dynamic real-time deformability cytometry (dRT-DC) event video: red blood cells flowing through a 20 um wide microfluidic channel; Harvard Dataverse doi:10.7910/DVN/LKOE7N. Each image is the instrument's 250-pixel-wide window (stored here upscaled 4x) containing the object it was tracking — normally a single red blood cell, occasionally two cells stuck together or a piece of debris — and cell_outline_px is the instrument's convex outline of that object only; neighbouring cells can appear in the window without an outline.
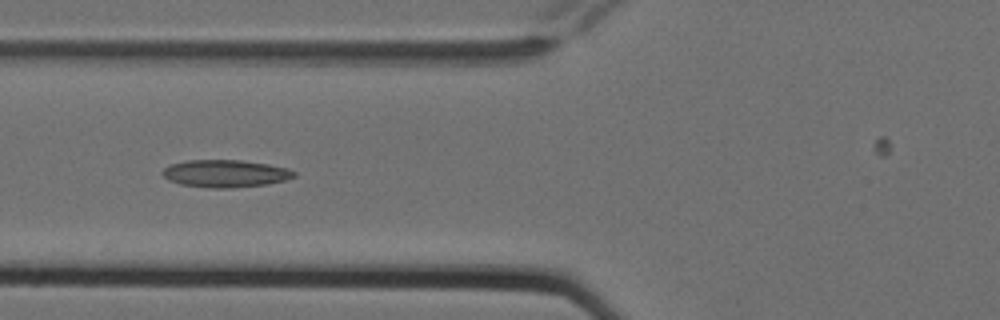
{"species": "Egyptian fruit bat (a non-hibernating species)", "species_latin": "Rousettus aegyptiacus", "temperature_condition": "cold", "stored_images_in_passage": 7, "camera_frame_rate_fps": 3000, "um_per_image_px": 0.085, "animal": {"sex": "female"}, "frame": {"image": 1, "passage_image": 4, "time_ms": 1.0, "image_size_px": [1000, 320], "cell_outline_px": [[296, 176], [284, 180], [268, 184], [232, 188], [212, 188], [180, 184], [168, 180], [160, 172], [168, 164], [188, 160], [240, 160], [268, 164], [288, 168], [296, 172]], "centroid_in_image_um": [19.14, 14.75], "position_along_channel_um": 106.7, "area_um2": 21.15}}
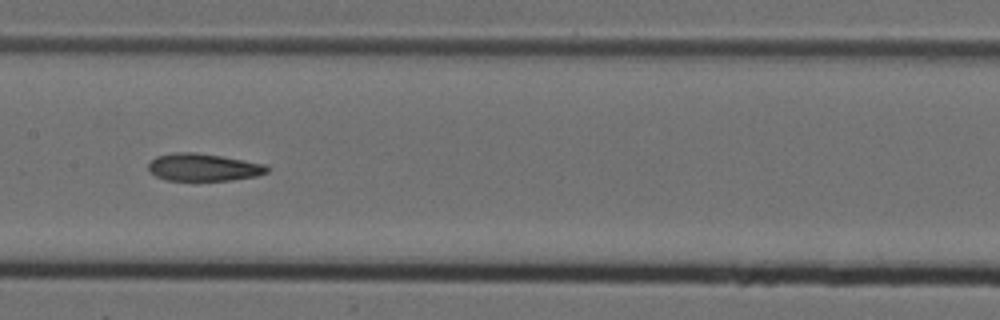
{"frame": {"image": 2, "passage_image": 6, "time_ms": 1.667, "image_size_px": [1000, 320], "cell_outline_px": [[268, 172], [256, 176], [232, 180], [164, 180], [148, 172], [148, 164], [156, 156], [176, 152], [196, 152], [268, 164]], "centroid_in_image_um": [17.28, 14.22], "position_along_channel_um": 190.1, "area_um2": 19.07}}
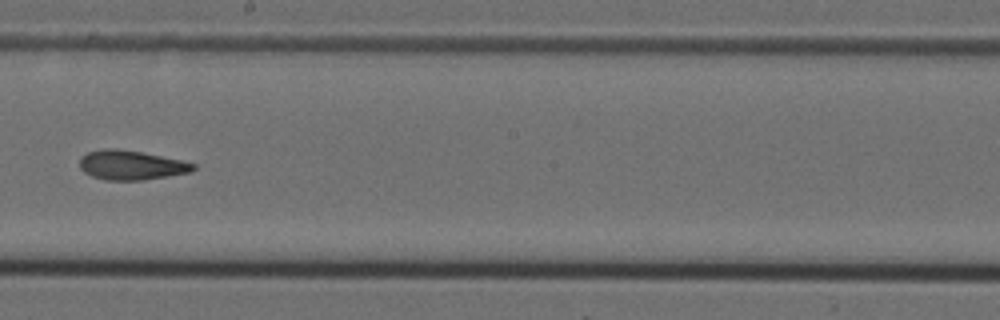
{"frame": {"image": 3, "passage_image": 7, "time_ms": 2.0, "image_size_px": [1000, 320], "cell_outline_px": [[196, 168], [192, 172], [144, 180], [104, 180], [92, 176], [84, 172], [80, 168], [80, 156], [88, 152], [104, 148], [120, 148], [180, 160], [196, 164]], "centroid_in_image_um": [11.13, 14.03], "position_along_channel_um": 237.1, "area_um2": 19.54}}